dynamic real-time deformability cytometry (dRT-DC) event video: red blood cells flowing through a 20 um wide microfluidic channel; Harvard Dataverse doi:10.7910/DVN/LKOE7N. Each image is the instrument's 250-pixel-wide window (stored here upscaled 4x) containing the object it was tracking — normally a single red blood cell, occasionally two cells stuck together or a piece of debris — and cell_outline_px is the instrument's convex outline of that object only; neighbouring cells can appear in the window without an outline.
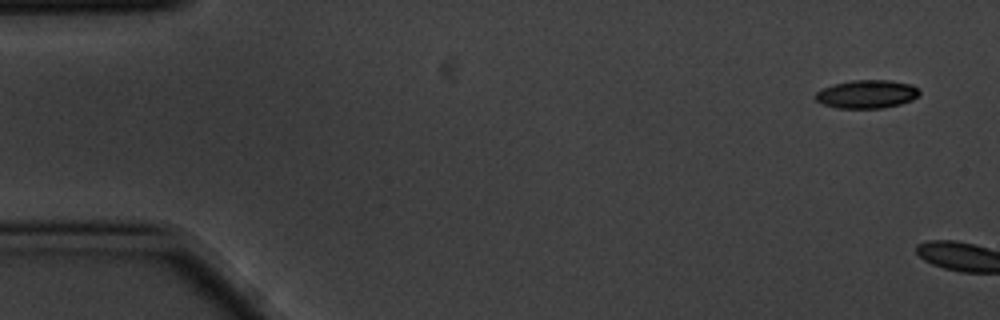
{"species": "common noctule bat (a hibernating species)", "species_latin": "Nyctalus noctula", "temperature_condition": "cold", "stored_images_in_passage": 11, "camera_frame_rate_fps": 3000, "um_per_image_px": 0.085, "animal": {"sex": "male", "body_mass_g": 20.1, "forearm_length_mm": 53.5}, "frame": {"image": 1, "passage_image": 1, "time_ms": 0.0, "image_size_px": [1000, 320], "cell_outline_px": [[920, 92], [912, 100], [900, 104], [884, 108], [836, 108], [824, 104], [816, 100], [816, 92], [832, 84], [852, 80], [888, 80], [912, 84], [920, 88]], "centroid_in_image_um": [73.71, 7.99], "position_along_channel_um": 11.3, "area_um2": 17.17}}
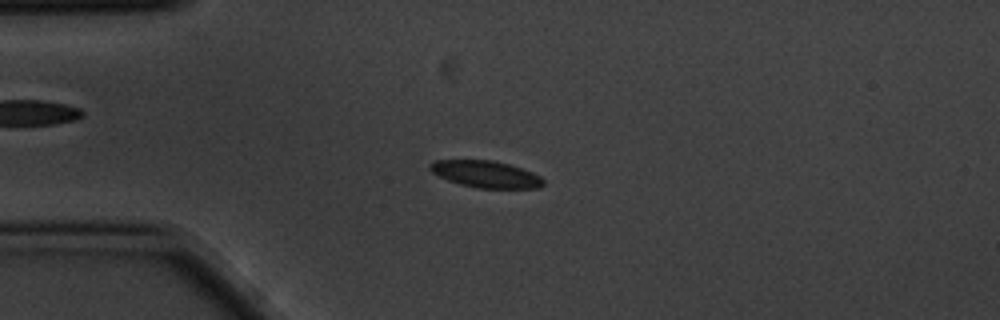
{"frame": {"image": 2, "passage_image": 5, "time_ms": 1.333, "image_size_px": [1000, 320], "cell_outline_px": [[544, 184], [540, 188], [476, 188], [460, 184], [448, 180], [432, 172], [428, 168], [428, 164], [436, 160], [492, 160], [508, 164], [532, 172], [540, 176], [544, 180]], "centroid_in_image_um": [41.29, 14.81], "position_along_channel_um": 43.7, "area_um2": 17.69}}
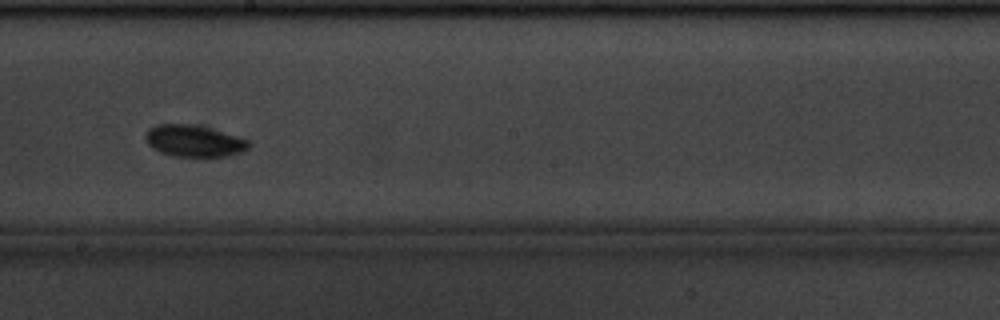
{"frame": {"image": 3, "passage_image": 10, "time_ms": 3.0, "image_size_px": [1000, 320], "cell_outline_px": [[252, 144], [244, 152], [228, 156], [172, 156], [160, 152], [152, 148], [148, 144], [144, 136], [148, 128], [156, 124], [188, 124], [208, 128], [240, 136], [248, 140]], "centroid_in_image_um": [16.5, 11.98], "position_along_channel_um": 231.7, "area_um2": 19.19}}